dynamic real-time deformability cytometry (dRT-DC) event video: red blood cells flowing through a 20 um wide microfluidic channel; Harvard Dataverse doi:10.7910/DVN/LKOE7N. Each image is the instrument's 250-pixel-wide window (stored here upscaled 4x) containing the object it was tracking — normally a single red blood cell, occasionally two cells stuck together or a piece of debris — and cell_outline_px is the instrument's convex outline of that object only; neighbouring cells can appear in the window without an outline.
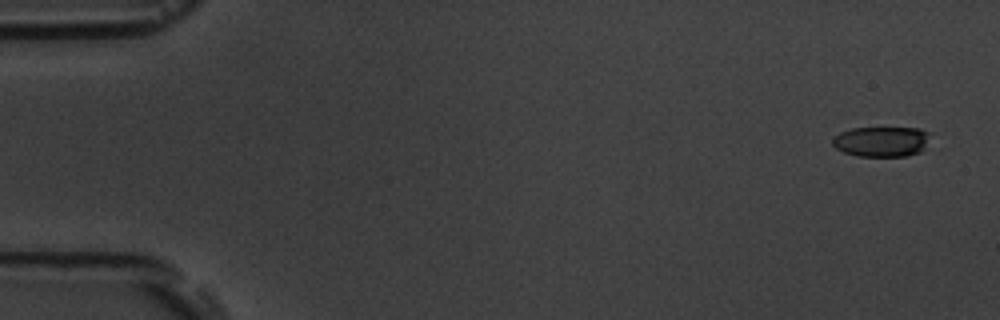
{"species": "common noctule bat (a hibernating species)", "species_latin": "Nyctalus noctula", "temperature_condition": "room temperature", "stored_images_in_passage": 6, "camera_frame_rate_fps": 3000, "um_per_image_px": 0.085, "animal": {"sex": "male", "body_mass_g": 19.5, "forearm_length_mm": 54.6}, "frame": {"image": 1, "passage_image": 1, "time_ms": 0.0, "image_size_px": [1000, 320], "cell_outline_px": [[928, 132], [924, 144], [920, 152], [908, 156], [856, 156], [844, 152], [836, 148], [832, 144], [832, 136], [840, 132], [852, 128], [920, 128]], "centroid_in_image_um": [74.85, 12.03], "position_along_channel_um": 10.2, "area_um2": 17.05}}
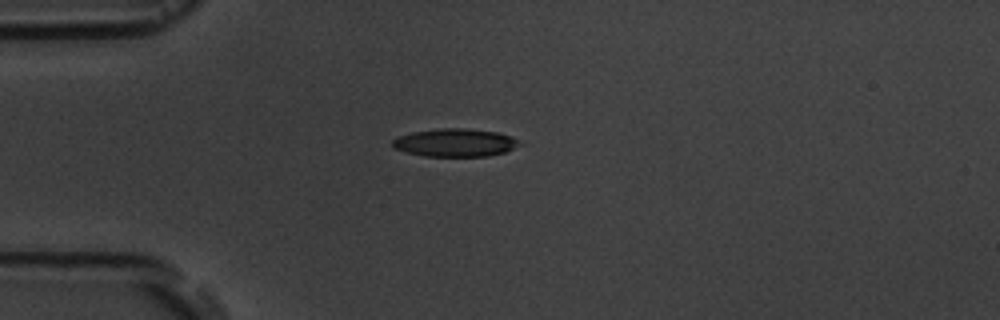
{"frame": {"image": 2, "passage_image": 5, "time_ms": 4.333, "image_size_px": [1000, 320], "cell_outline_px": [[524, 144], [504, 152], [488, 156], [424, 156], [404, 152], [392, 148], [392, 140], [400, 136], [412, 132], [440, 128], [464, 128], [496, 132], [512, 136], [524, 140]], "centroid_in_image_um": [38.73, 12.13], "position_along_channel_um": 46.3, "area_um2": 20.98}}